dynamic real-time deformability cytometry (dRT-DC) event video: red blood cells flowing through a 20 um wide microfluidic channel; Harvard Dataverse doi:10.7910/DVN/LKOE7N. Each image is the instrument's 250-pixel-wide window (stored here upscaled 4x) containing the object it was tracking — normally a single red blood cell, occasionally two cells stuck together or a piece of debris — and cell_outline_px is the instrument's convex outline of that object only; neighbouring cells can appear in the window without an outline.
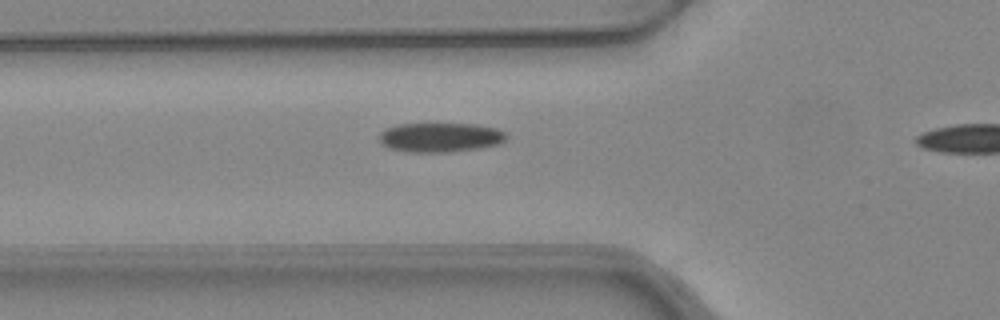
{"species": "common noctule bat (a hibernating species)", "species_latin": "Nyctalus noctula", "temperature_condition": "warm", "stored_images_in_passage": 34, "camera_frame_rate_fps": 3000, "um_per_image_px": 0.085, "animal": {"sex": "female", "body_mass_g": 24.6, "forearm_length_mm": 56.2}, "frame": {"image": 1, "passage_image": 10, "time_ms": 3.0, "image_size_px": [1000, 320], "cell_outline_px": [[508, 136], [500, 144], [476, 148], [444, 152], [412, 152], [388, 148], [380, 144], [380, 132], [396, 124], [476, 124], [496, 128], [504, 132]], "centroid_in_image_um": [37.41, 11.67], "position_along_channel_um": 88.4, "area_um2": 21.62}}
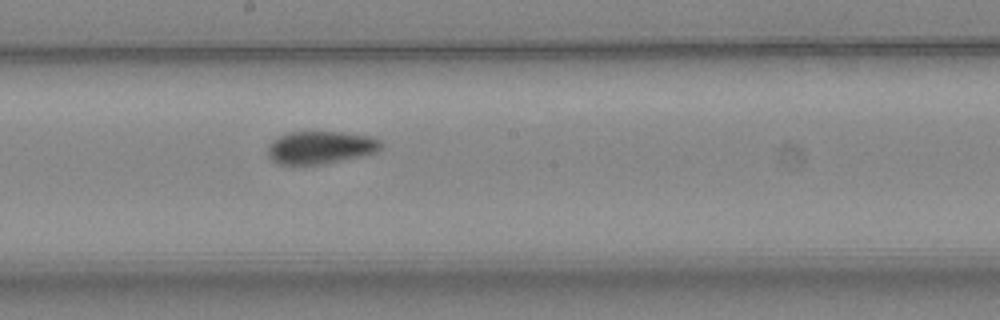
{"frame": {"image": 2, "passage_image": 20, "time_ms": 6.333, "image_size_px": [1000, 320], "cell_outline_px": [[384, 148], [376, 152], [364, 156], [324, 164], [276, 164], [268, 156], [268, 144], [276, 136], [288, 132], [344, 132], [372, 136], [380, 140], [384, 144]], "centroid_in_image_um": [27.27, 12.53], "position_along_channel_um": 220.9, "area_um2": 22.08}}
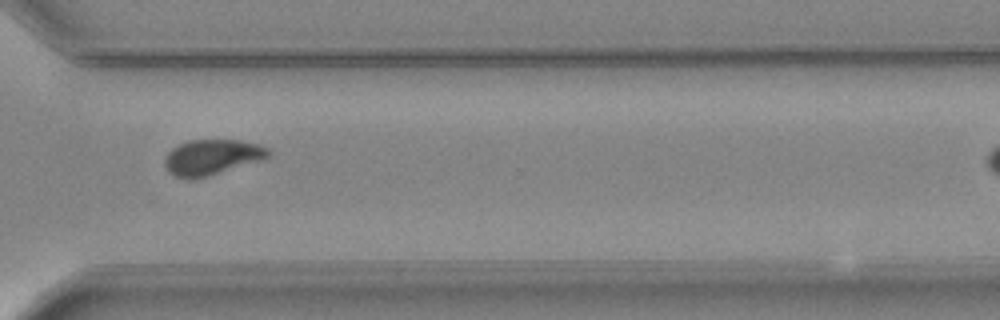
{"frame": {"image": 3, "passage_image": 30, "time_ms": 9.667, "image_size_px": [1000, 320], "cell_outline_px": [[272, 152], [268, 156], [260, 160], [208, 176], [192, 180], [188, 180], [176, 176], [168, 172], [164, 164], [164, 156], [172, 148], [188, 140], [240, 140], [260, 144], [268, 148]], "centroid_in_image_um": [17.98, 13.36], "position_along_channel_um": 352.6, "area_um2": 21.5}}